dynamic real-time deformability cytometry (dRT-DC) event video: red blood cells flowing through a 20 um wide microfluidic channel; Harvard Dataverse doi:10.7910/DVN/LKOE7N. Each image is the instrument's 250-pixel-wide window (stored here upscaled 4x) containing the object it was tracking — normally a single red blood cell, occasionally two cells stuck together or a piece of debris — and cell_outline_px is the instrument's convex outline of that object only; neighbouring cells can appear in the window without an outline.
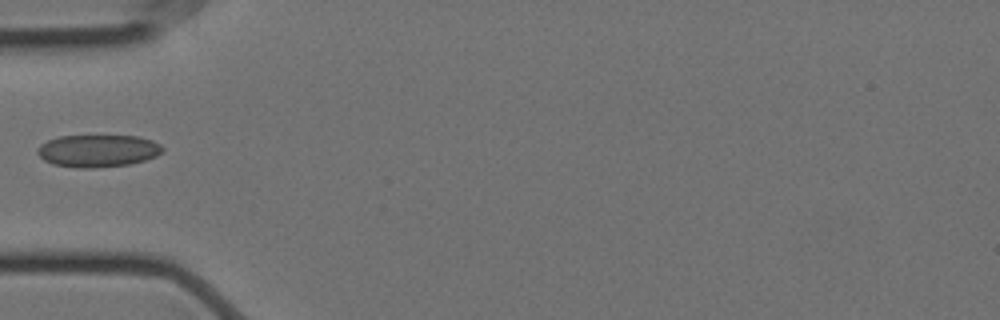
{"species": "Egyptian fruit bat (a non-hibernating species)", "species_latin": "Rousettus aegyptiacus", "temperature_condition": "cold", "stored_images_in_passage": 3, "camera_frame_rate_fps": 3000, "um_per_image_px": 0.085, "animal": {"sex": "female"}, "frame": {"image": 1, "passage_image": 2, "time_ms": 0.333, "image_size_px": [1000, 320], "cell_outline_px": [[164, 152], [156, 156], [144, 160], [128, 164], [92, 168], [80, 168], [52, 164], [44, 160], [36, 152], [36, 148], [40, 144], [48, 140], [60, 136], [140, 136], [152, 140], [160, 144], [164, 148]], "centroid_in_image_um": [8.32, 12.81], "position_along_channel_um": 76.7, "area_um2": 23.64}}